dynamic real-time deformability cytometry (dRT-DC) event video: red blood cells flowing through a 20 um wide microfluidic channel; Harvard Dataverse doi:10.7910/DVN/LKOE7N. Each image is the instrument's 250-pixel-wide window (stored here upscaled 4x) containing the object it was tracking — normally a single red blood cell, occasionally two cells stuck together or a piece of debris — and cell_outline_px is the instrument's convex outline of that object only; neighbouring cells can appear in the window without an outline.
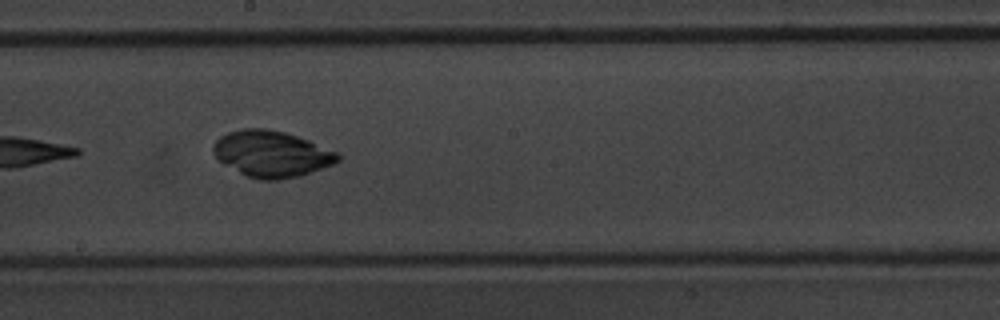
{"species": "common noctule bat (a hibernating species)", "species_latin": "Nyctalus noctula", "temperature_condition": "warm", "stored_images_in_passage": 9, "camera_frame_rate_fps": 3000, "um_per_image_px": 0.085, "animal": {"sex": "male", "body_mass_g": 20.1, "forearm_length_mm": 53.5}, "frame": {"image": 1, "passage_image": 7, "time_ms": 8.0, "image_size_px": [1000, 320], "cell_outline_px": [[340, 160], [332, 164], [300, 176], [280, 180], [260, 180], [248, 176], [224, 164], [212, 152], [212, 148], [216, 140], [220, 136], [228, 132], [240, 128], [268, 128], [284, 132], [308, 140], [336, 152], [340, 156]], "centroid_in_image_um": [23.06, 13.07], "position_along_channel_um": 225.1, "area_um2": 33.35}}